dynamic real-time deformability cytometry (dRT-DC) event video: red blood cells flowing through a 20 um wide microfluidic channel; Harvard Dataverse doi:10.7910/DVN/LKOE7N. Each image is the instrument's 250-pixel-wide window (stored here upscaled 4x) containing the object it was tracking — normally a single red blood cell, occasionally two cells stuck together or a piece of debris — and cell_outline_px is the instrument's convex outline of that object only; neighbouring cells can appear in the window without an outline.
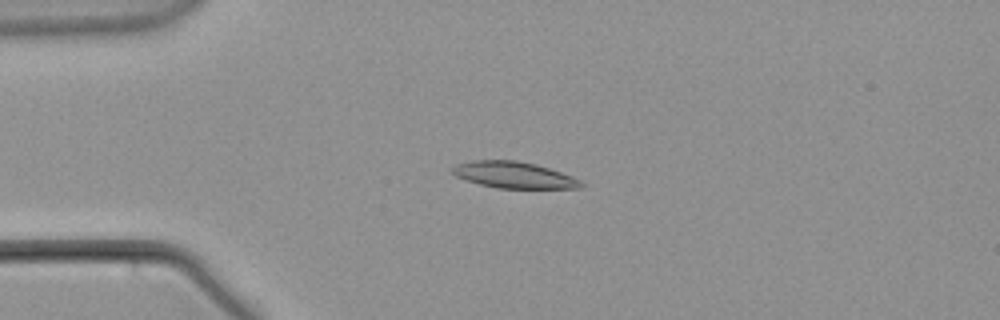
{"species": "common noctule bat (a hibernating species)", "species_latin": "Nyctalus noctula", "temperature_condition": "warm", "stored_images_in_passage": 58, "camera_frame_rate_fps": 3000, "um_per_image_px": 0.085, "animal": {"sex": "male", "body_mass_g": 21.5, "forearm_length_mm": 52.0}, "frame": {"image": 1, "passage_image": 15, "time_ms": 4.667, "image_size_px": [1000, 320], "cell_outline_px": [[584, 184], [580, 188], [496, 188], [464, 180], [456, 176], [452, 172], [452, 168], [456, 164], [472, 160], [516, 160], [536, 164], [572, 176], [580, 180]], "centroid_in_image_um": [43.65, 14.87], "position_along_channel_um": 41.3, "area_um2": 19.77}}
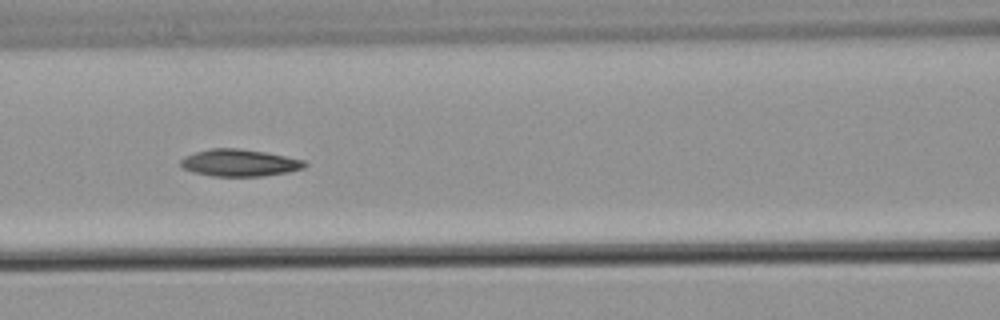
{"frame": {"image": 2, "passage_image": 26, "time_ms": 8.333, "image_size_px": [1000, 320], "cell_outline_px": [[308, 164], [304, 168], [288, 172], [264, 176], [212, 176], [192, 172], [184, 168], [180, 164], [180, 160], [184, 156], [196, 152], [212, 148], [240, 148], [264, 152], [304, 160]], "centroid_in_image_um": [20.35, 13.84], "position_along_channel_um": 146.3, "area_um2": 19.54}}
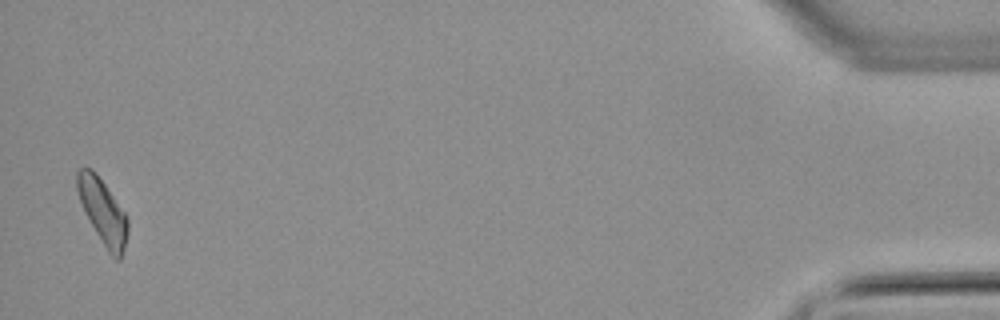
{"frame": {"image": 3, "passage_image": 57, "time_ms": 18.667, "image_size_px": [1000, 320], "cell_outline_px": [[128, 232], [124, 248], [120, 260], [116, 260], [108, 252], [96, 232], [80, 200], [76, 188], [76, 172], [80, 168], [92, 168], [96, 172], [128, 216]], "centroid_in_image_um": [8.75, 17.96], "position_along_channel_um": 426.4, "area_um2": 18.9}}